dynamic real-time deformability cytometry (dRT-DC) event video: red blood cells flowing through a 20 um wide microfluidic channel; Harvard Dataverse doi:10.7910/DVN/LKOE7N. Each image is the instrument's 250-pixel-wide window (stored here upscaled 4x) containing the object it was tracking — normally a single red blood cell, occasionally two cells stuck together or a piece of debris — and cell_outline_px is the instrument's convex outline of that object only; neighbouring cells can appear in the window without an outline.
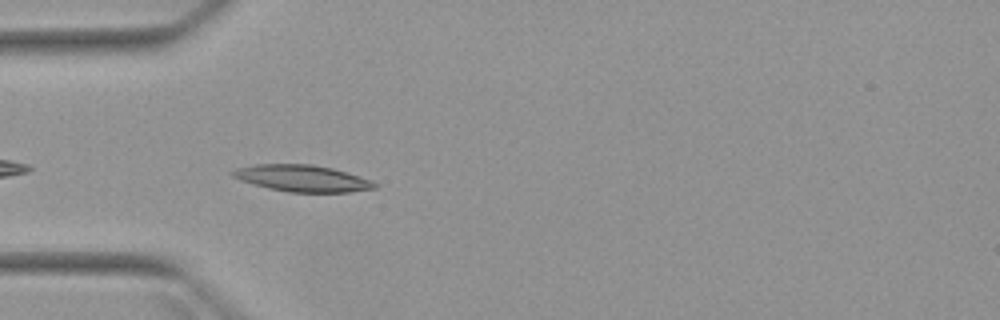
{"species": "Egyptian fruit bat (a non-hibernating species)", "species_latin": "Rousettus aegyptiacus", "temperature_condition": "warm", "stored_images_in_passage": 4, "camera_frame_rate_fps": 3000, "um_per_image_px": 0.085, "animal": {"sex": "female"}, "frame": {"image": 1, "passage_image": 4, "time_ms": 4.333, "image_size_px": [1000, 320], "cell_outline_px": [[376, 188], [348, 192], [288, 192], [268, 188], [240, 180], [232, 176], [228, 172], [236, 168], [256, 164], [312, 164], [332, 168], [368, 180], [376, 184]], "centroid_in_image_um": [25.6, 15.15], "position_along_channel_um": 59.4, "area_um2": 21.73}}